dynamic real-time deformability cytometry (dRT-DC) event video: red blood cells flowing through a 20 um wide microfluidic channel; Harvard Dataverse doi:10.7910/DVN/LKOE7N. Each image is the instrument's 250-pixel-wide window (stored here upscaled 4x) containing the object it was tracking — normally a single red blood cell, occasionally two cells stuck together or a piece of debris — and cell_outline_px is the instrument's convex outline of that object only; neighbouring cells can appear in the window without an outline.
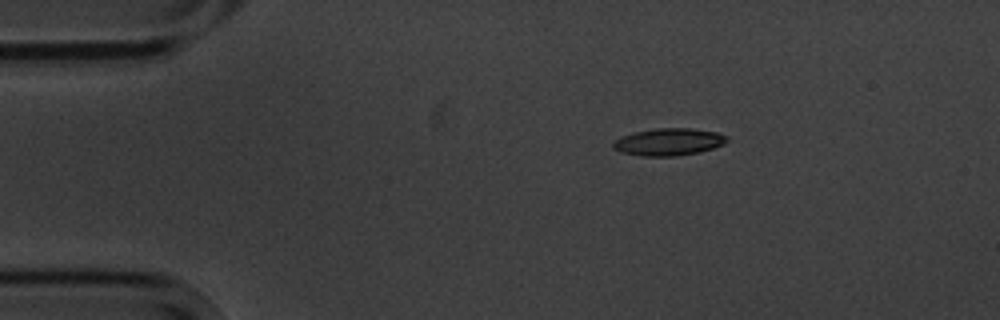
{"species": "common noctule bat (a hibernating species)", "species_latin": "Nyctalus noctula", "temperature_condition": "cold", "stored_images_in_passage": 9, "camera_frame_rate_fps": 3000, "um_per_image_px": 0.085, "animal": {"sex": "male", "body_mass_g": 20.1, "forearm_length_mm": 53.5}, "frame": {"image": 1, "passage_image": 1, "time_ms": 0.0, "image_size_px": [1000, 320], "cell_outline_px": [[728, 140], [724, 144], [700, 152], [676, 156], [644, 156], [620, 152], [612, 148], [612, 144], [620, 136], [632, 132], [656, 128], [692, 128], [716, 132], [728, 136]], "centroid_in_image_um": [56.82, 12.05], "position_along_channel_um": 28.2, "area_um2": 18.21}}
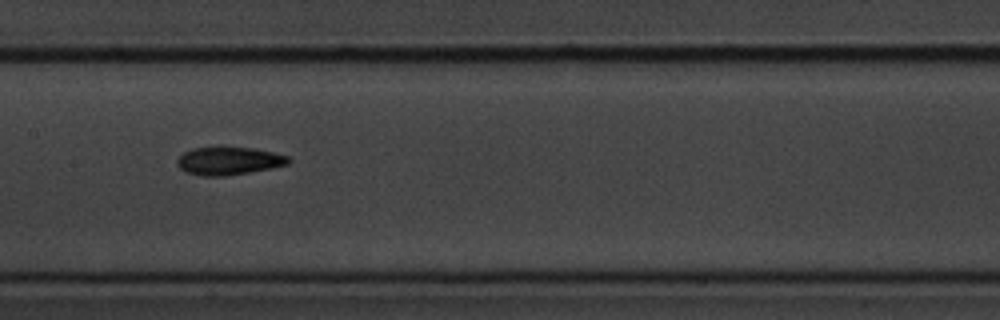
{"frame": {"image": 2, "passage_image": 6, "time_ms": 6.0, "image_size_px": [1000, 320], "cell_outline_px": [[292, 160], [288, 164], [248, 172], [224, 176], [204, 176], [184, 172], [176, 164], [176, 160], [184, 152], [192, 148], [220, 144], [256, 148], [288, 156]], "centroid_in_image_um": [19.4, 13.62], "position_along_channel_um": 188.0, "area_um2": 18.79}}
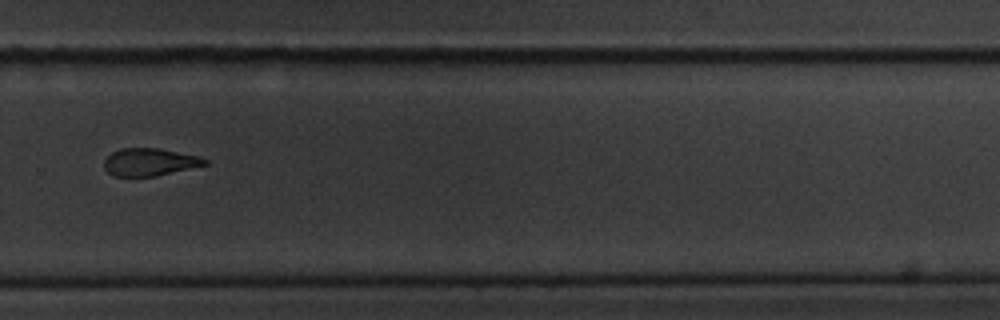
{"frame": {"image": 3, "passage_image": 9, "time_ms": 9.667, "image_size_px": [1000, 320], "cell_outline_px": [[208, 164], [156, 176], [112, 176], [104, 168], [104, 160], [112, 152], [120, 148], [160, 148], [200, 156], [208, 160]], "centroid_in_image_um": [12.72, 13.76], "position_along_channel_um": 317.1, "area_um2": 16.24}}